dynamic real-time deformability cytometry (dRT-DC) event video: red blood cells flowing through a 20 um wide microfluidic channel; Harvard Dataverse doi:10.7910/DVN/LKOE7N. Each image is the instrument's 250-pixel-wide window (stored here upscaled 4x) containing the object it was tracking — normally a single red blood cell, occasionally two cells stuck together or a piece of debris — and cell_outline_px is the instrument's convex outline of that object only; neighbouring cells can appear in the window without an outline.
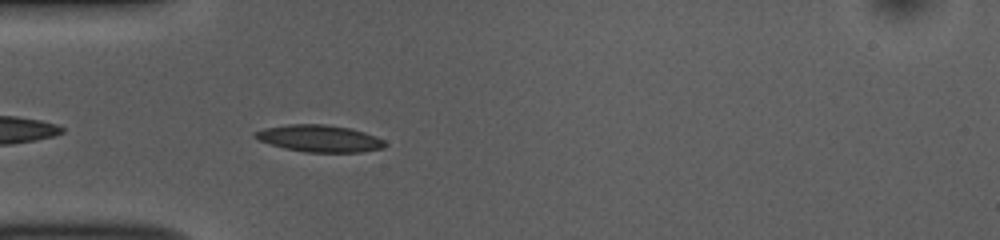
{"species": "common noctule bat (a hibernating species)", "species_latin": "Nyctalus noctula", "temperature_condition": "room temperature", "stored_images_in_passage": 41, "camera_frame_rate_fps": 3000, "um_per_image_px": 0.085, "animal": {"sex": "female", "body_mass_g": 10.0, "forearm_length_mm": 53.1}, "frame": {"image": 1, "passage_image": 3, "time_ms": 0.667, "image_size_px": [1000, 240], "cell_outline_px": [[388, 144], [384, 148], [360, 152], [304, 152], [284, 148], [260, 140], [252, 136], [252, 132], [264, 128], [288, 124], [324, 124], [352, 128], [376, 136], [384, 140]], "centroid_in_image_um": [27.17, 11.76], "position_along_channel_um": 57.8, "area_um2": 20.52}}
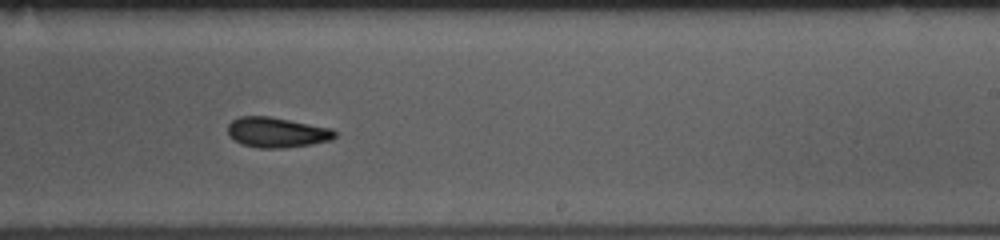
{"frame": {"image": 2, "passage_image": 20, "time_ms": 6.333, "image_size_px": [1000, 240], "cell_outline_px": [[336, 136], [332, 140], [312, 144], [280, 148], [260, 148], [240, 144], [228, 136], [228, 124], [232, 120], [240, 116], [268, 116], [332, 128], [336, 132]], "centroid_in_image_um": [23.51, 11.25], "position_along_channel_um": 265.5, "area_um2": 18.9}}
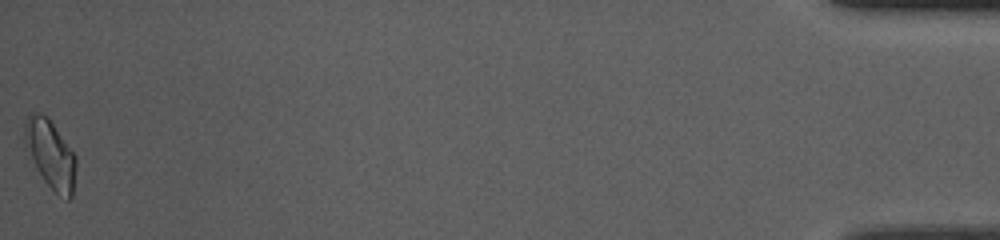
{"frame": {"image": 3, "passage_image": 41, "time_ms": 13.333, "image_size_px": [1000, 240], "cell_outline_px": [[76, 168], [72, 196], [68, 200], [56, 192], [44, 180], [24, 144], [24, 124], [28, 116], [32, 112], [36, 112], [48, 116], [76, 156]], "centroid_in_image_um": [4.3, 13.06], "position_along_channel_um": 430.9, "area_um2": 20.11}, "authors_computed_cell_mechanics": {"area_um2": 19.0162, "velocity_mm_per_s": 3.7258, "shape_relaxation_time_tau1_ms": 4.8182, "shape_relaxation_time_tau2_ms": 3.4819, "deformation_change_tau1": 0.1125, "deformation_change_tau2": 0.1027}}